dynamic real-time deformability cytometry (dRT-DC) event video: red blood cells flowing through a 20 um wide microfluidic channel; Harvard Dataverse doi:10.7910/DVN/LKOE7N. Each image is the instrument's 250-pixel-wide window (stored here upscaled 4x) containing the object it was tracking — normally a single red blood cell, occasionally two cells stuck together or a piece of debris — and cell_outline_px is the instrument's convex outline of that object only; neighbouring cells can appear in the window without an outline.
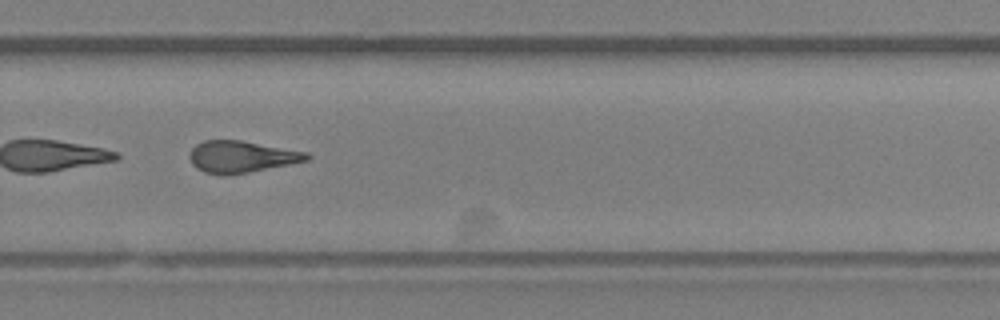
{"species": "Egyptian fruit bat (a non-hibernating species)", "species_latin": "Rousettus aegyptiacus", "temperature_condition": "room temperature", "stored_images_in_passage": 34, "camera_frame_rate_fps": 3000, "um_per_image_px": 0.085, "animal": {"sex": "female"}, "frame": {"image": 1, "passage_image": 20, "time_ms": 6.333, "image_size_px": [1000, 320], "cell_outline_px": [[312, 156], [308, 160], [248, 172], [224, 176], [220, 176], [204, 172], [196, 168], [192, 164], [188, 156], [192, 148], [196, 144], [204, 140], [240, 140], [308, 152]], "centroid_in_image_um": [20.48, 13.32], "position_along_channel_um": 309.3, "area_um2": 21.73}, "authors_computed_cell_mechanics": {"area_um2": 21.964, "velocity_mm_per_s": 3.9734, "shape_relaxation_time_tau1_ms": null, "shape_relaxation_time_tau2_ms": 3.1079, "deformation_change_tau1": null, "deformation_change_tau2": 0.1383}}